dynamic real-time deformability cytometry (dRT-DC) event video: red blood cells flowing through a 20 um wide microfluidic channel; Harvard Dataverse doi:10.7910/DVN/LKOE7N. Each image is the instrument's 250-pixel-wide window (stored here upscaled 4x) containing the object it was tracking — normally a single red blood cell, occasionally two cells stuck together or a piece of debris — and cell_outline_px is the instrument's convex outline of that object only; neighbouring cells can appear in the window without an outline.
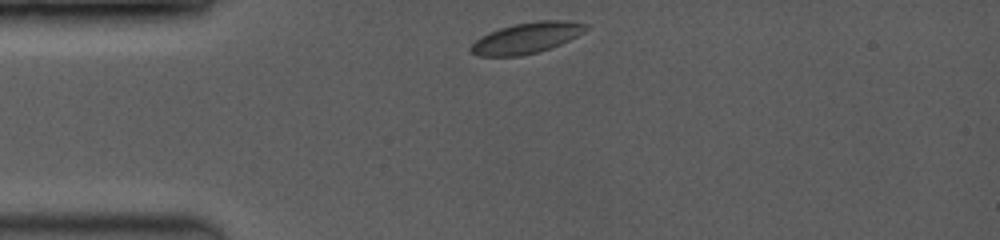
{"species": "common noctule bat (a hibernating species)", "species_latin": "Nyctalus noctula", "temperature_condition": "room temperature", "stored_images_in_passage": 25, "camera_frame_rate_fps": 3500, "um_per_image_px": 0.085, "animal": {"sex": "female", "body_mass_g": 19.0, "forearm_length_mm": 53.3}, "frame": {"image": 1, "passage_image": 1, "time_ms": 0.0, "image_size_px": [1000, 240], "cell_outline_px": [[588, 28], [576, 36], [560, 44], [536, 52], [520, 56], [480, 56], [472, 52], [468, 48], [480, 36], [488, 32], [512, 24], [536, 20], [568, 20], [588, 24]], "centroid_in_image_um": [44.74, 3.2], "position_along_channel_um": 40.3, "area_um2": 20.63}}
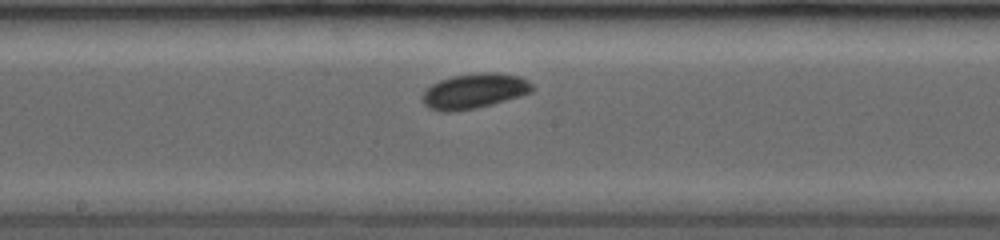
{"frame": {"image": 2, "passage_image": 11, "time_ms": 4.857, "image_size_px": [1000, 240], "cell_outline_px": [[532, 92], [520, 96], [492, 104], [476, 108], [452, 112], [440, 112], [428, 108], [424, 104], [424, 92], [432, 84], [440, 80], [452, 76], [480, 72], [496, 72], [520, 76], [528, 80], [532, 84]], "centroid_in_image_um": [40.33, 7.74], "position_along_channel_um": 207.9, "area_um2": 22.43}}
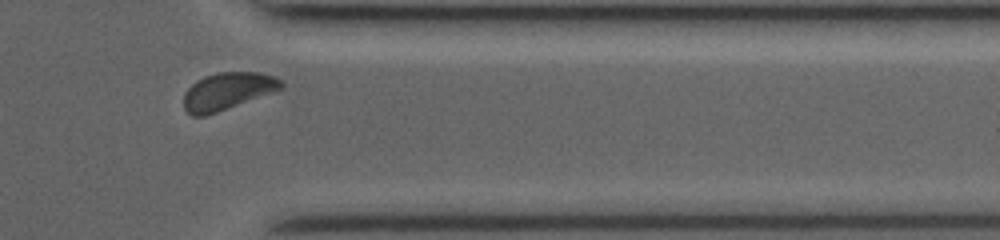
{"frame": {"image": 3, "passage_image": 22, "time_ms": 9.429, "image_size_px": [1000, 240], "cell_outline_px": [[284, 88], [216, 112], [204, 116], [192, 116], [184, 108], [184, 92], [196, 80], [204, 76], [220, 72], [256, 72], [276, 76], [284, 84]], "centroid_in_image_um": [19.33, 7.73], "position_along_channel_um": 392.1, "area_um2": 20.98}, "authors_computed_cell_mechanics": {"area_um2": 20.9814, "velocity_mm_per_s": 4.013, "shape_relaxation_time_tau1_ms": 1.0521, "shape_relaxation_time_tau2_ms": null, "deformation_change_tau1": 0.054, "deformation_change_tau2": null}}